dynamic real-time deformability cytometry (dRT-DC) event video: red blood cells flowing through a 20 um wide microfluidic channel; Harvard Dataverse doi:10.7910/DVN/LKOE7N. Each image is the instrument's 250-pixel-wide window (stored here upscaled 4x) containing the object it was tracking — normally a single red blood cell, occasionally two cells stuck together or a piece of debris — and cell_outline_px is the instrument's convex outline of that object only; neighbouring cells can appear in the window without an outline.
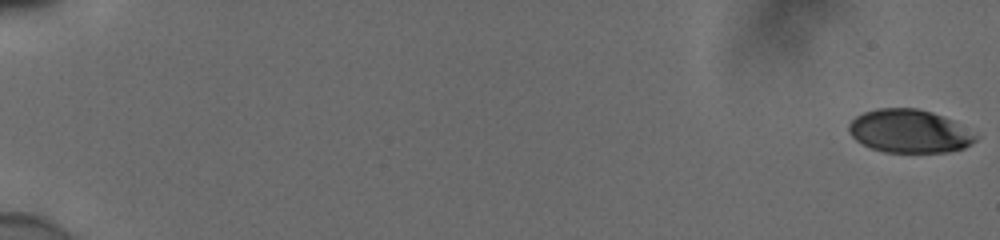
{"species": "human", "species_latin": "Homo sapiens", "temperature_condition": "cold", "stored_images_in_passage": 56, "camera_frame_rate_fps": 3000, "um_per_image_px": 0.085, "donor": {"sex": "male"}, "frame": {"image": 1, "passage_image": 1, "time_ms": 0.0, "image_size_px": [1000, 240], "cell_outline_px": [[980, 136], [972, 144], [964, 148], [948, 152], [884, 152], [872, 148], [856, 140], [848, 132], [848, 124], [856, 116], [864, 112], [876, 108], [916, 108], [932, 112], [952, 120]], "centroid_in_image_um": [77.3, 11.15], "position_along_channel_um": 7.7, "area_um2": 32.02}}
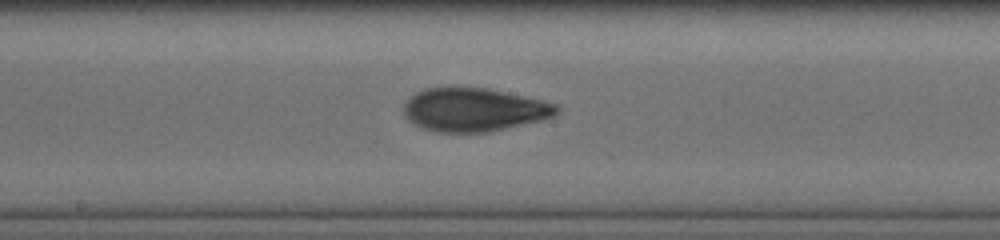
{"frame": {"image": 2, "passage_image": 33, "time_ms": 10.667, "image_size_px": [1000, 240], "cell_outline_px": [[560, 108], [552, 116], [540, 120], [488, 132], [436, 132], [424, 128], [408, 120], [404, 116], [404, 104], [416, 92], [424, 88], [448, 84], [456, 84], [488, 88], [524, 96], [556, 104]], "centroid_in_image_um": [40.22, 9.27], "position_along_channel_um": 208.0, "area_um2": 39.19}}
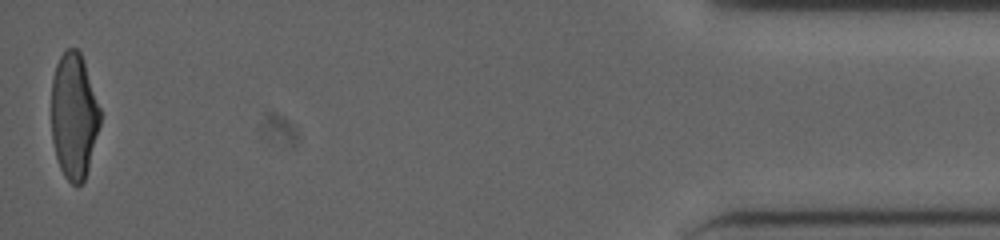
{"frame": {"image": 3, "passage_image": 56, "time_ms": 18.333, "image_size_px": [1000, 240], "cell_outline_px": [[100, 124], [88, 168], [84, 180], [76, 188], [64, 176], [60, 168], [56, 156], [52, 140], [52, 76], [56, 64], [60, 56], [68, 48], [76, 48], [80, 52], [100, 108]], "centroid_in_image_um": [6.27, 9.87], "position_along_channel_um": 428.9, "area_um2": 35.49}, "authors_computed_cell_mechanics": {"area_um2": 37.1076, "velocity_mm_per_s": 3.8899, "shape_relaxation_time_tau1_ms": 4.8604, "shape_relaxation_time_tau2_ms": 1.5314, "deformation_change_tau1": 0.182, "deformation_change_tau2": 0.0758}}